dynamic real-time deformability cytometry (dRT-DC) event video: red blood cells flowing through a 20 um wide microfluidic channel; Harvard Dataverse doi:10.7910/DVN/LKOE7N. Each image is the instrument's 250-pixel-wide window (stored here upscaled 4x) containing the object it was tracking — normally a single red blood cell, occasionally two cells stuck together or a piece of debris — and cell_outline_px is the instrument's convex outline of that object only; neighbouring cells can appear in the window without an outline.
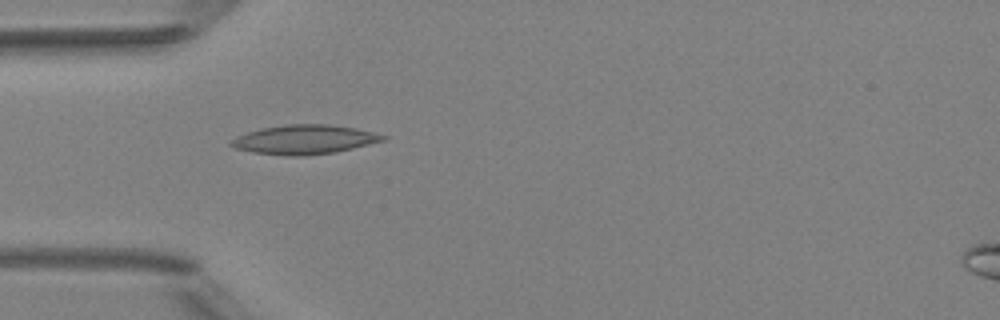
{"species": "Egyptian fruit bat (a non-hibernating species)", "species_latin": "Rousettus aegyptiacus", "temperature_condition": "room temperature", "stored_images_in_passage": 4, "camera_frame_rate_fps": 3000, "um_per_image_px": 0.085, "animal": {"sex": "female"}, "frame": {"image": 1, "passage_image": 4, "time_ms": 3.667, "image_size_px": [1000, 320], "cell_outline_px": [[388, 140], [352, 148], [332, 152], [304, 156], [288, 156], [252, 152], [236, 148], [228, 144], [236, 136], [260, 128], [284, 124], [328, 124], [356, 128], [388, 136]], "centroid_in_image_um": [25.88, 11.85], "position_along_channel_um": 59.1, "area_um2": 25.89}}